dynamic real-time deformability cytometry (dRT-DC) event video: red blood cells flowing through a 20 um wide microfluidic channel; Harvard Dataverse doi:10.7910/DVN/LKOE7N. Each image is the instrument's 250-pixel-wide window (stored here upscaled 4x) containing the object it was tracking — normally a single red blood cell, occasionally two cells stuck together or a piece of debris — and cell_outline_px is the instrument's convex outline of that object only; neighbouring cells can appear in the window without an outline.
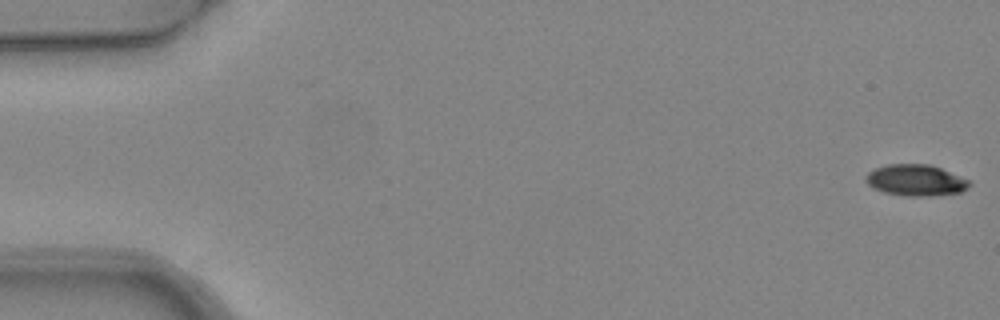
{"species": "common noctule bat (a hibernating species)", "species_latin": "Nyctalus noctula", "temperature_condition": "warm", "stored_images_in_passage": 5, "camera_frame_rate_fps": 3000, "um_per_image_px": 0.085, "animal": {"sex": "female", "body_mass_g": 24.6, "forearm_length_mm": 56.2}, "frame": {"image": 1, "passage_image": 1, "time_ms": 0.0, "image_size_px": [1000, 320], "cell_outline_px": [[972, 184], [968, 188], [960, 192], [932, 196], [904, 196], [884, 192], [872, 188], [864, 180], [864, 176], [868, 172], [876, 168], [888, 164], [928, 164], [940, 168], [968, 180]], "centroid_in_image_um": [77.8, 15.33], "position_along_channel_um": 7.2, "area_um2": 18.9}}
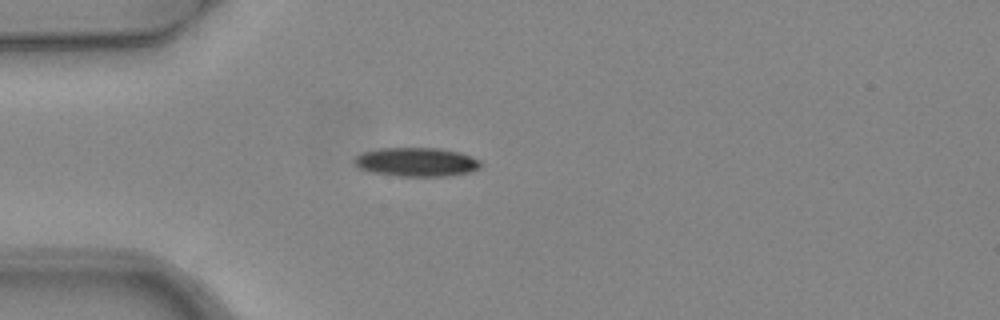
{"frame": {"image": 2, "passage_image": 5, "time_ms": 1.333, "image_size_px": [1000, 320], "cell_outline_px": [[484, 164], [480, 168], [468, 172], [448, 176], [400, 176], [372, 172], [360, 168], [352, 160], [356, 156], [364, 152], [380, 148], [440, 148], [460, 152], [472, 156], [480, 160]], "centroid_in_image_um": [35.45, 13.76], "position_along_channel_um": 49.6, "area_um2": 21.33}}